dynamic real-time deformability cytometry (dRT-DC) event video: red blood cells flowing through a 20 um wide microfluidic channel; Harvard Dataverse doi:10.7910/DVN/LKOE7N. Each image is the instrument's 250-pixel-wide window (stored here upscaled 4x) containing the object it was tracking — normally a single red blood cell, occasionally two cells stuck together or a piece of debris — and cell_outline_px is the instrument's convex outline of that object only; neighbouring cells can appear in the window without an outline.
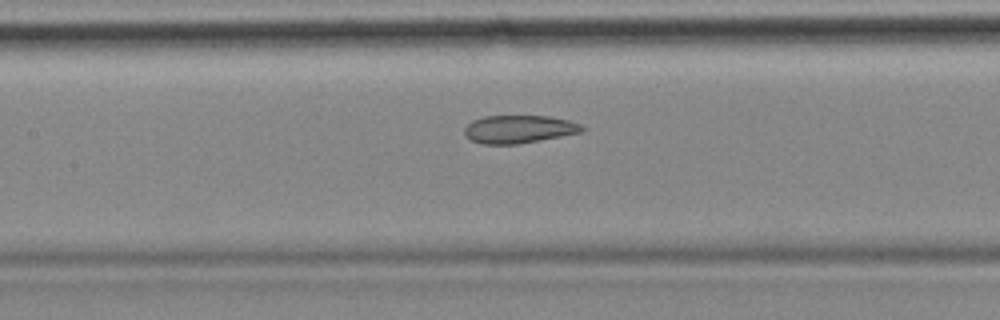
{"species": "common noctule bat (a hibernating species)", "species_latin": "Nyctalus noctula", "temperature_condition": "cold", "stored_images_in_passage": 56, "camera_frame_rate_fps": 3000, "um_per_image_px": 0.085, "animal": {"sex": "female", "body_mass_g": 18.4}, "frame": {"image": 1, "passage_image": 25, "time_ms": 8.0, "image_size_px": [1000, 320], "cell_outline_px": [[588, 128], [584, 132], [516, 144], [480, 144], [464, 136], [464, 128], [472, 120], [484, 116], [548, 116], [568, 120], [580, 124]], "centroid_in_image_um": [44.11, 10.98], "position_along_channel_um": 163.3, "area_um2": 19.25}, "authors_computed_cell_mechanics": {"area_um2": 22.5998, "velocity_mm_per_s": 3.5057, "shape_relaxation_time_tau1_ms": null, "shape_relaxation_time_tau2_ms": 1.8352, "deformation_change_tau1": null, "deformation_change_tau2": 0.0808}}